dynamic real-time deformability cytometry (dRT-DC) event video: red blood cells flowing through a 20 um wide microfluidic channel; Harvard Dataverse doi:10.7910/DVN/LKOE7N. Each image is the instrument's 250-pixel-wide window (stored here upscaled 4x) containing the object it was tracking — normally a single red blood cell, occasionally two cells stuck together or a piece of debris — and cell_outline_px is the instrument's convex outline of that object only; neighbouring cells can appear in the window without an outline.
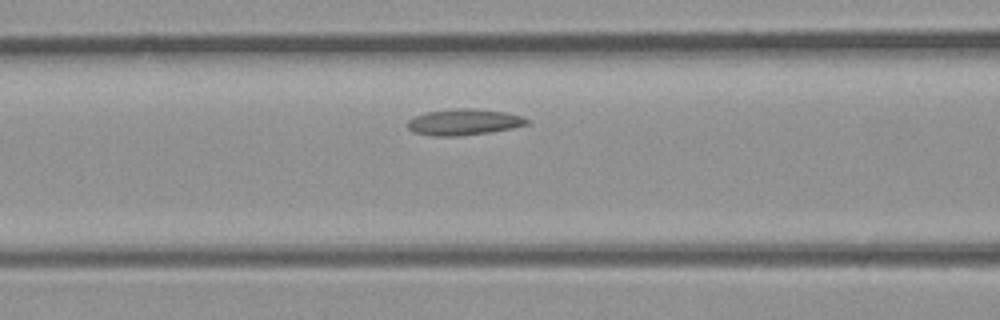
{"species": "common noctule bat (a hibernating species)", "species_latin": "Nyctalus noctula", "temperature_condition": "room temperature", "stored_images_in_passage": 5, "camera_frame_rate_fps": 3000, "um_per_image_px": 0.085, "animal": {"sex": "male", "body_mass_g": 23.1, "forearm_length_mm": 52.7}, "frame": {"image": 1, "passage_image": 4, "time_ms": 1.0, "image_size_px": [1000, 320], "cell_outline_px": [[528, 124], [512, 128], [488, 132], [456, 136], [432, 136], [412, 132], [408, 128], [408, 120], [416, 116], [428, 112], [460, 108], [468, 108], [504, 112], [520, 116], [528, 120]], "centroid_in_image_um": [39.39, 10.38], "position_along_channel_um": 127.2, "area_um2": 17.8}}